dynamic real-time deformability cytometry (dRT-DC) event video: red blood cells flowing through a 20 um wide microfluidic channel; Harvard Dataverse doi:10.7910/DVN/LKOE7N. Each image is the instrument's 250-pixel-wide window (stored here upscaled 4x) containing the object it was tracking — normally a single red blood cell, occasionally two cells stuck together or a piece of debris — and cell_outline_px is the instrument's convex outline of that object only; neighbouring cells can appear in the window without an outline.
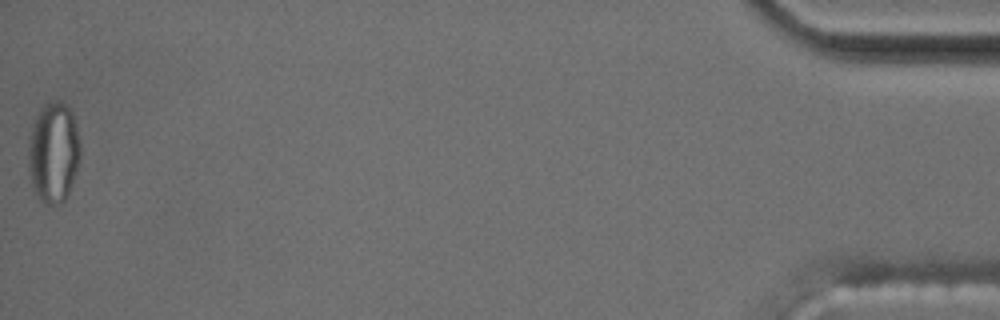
{"species": "common noctule bat (a hibernating species)", "species_latin": "Nyctalus noctula", "temperature_condition": "cold", "stored_images_in_passage": 57, "segment_of_instrument_passage": [2, 2], "camera_frame_rate_fps": 3000, "um_per_image_px": 0.085, "animal": {"sex": "male", "body_mass_g": 17.5, "forearm_length_mm": 52.3}, "frame": {"image": 1, "passage_image": 57, "time_ms": 18.667, "image_size_px": [1000, 320], "cell_outline_px": [[80, 156], [68, 192], [64, 200], [60, 204], [48, 204], [40, 200], [32, 184], [28, 168], [28, 136], [36, 116], [40, 108], [44, 104], [56, 100], [60, 100], [72, 112], [76, 124], [80, 144]], "centroid_in_image_um": [4.52, 12.92], "position_along_channel_um": 430.7, "area_um2": 30.35}}